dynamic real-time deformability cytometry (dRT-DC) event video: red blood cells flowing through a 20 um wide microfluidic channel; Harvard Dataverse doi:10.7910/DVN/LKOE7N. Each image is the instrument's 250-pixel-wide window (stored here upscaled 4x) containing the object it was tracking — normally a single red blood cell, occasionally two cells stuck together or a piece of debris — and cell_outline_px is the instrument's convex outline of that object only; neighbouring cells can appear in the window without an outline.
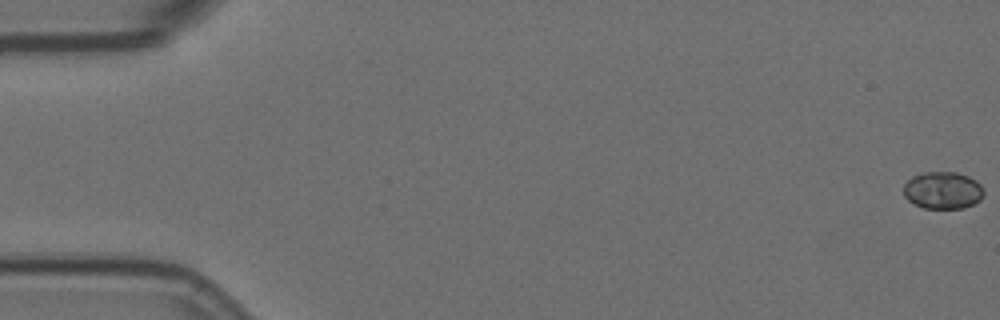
{"species": "Egyptian fruit bat (a non-hibernating species)", "species_latin": "Rousettus aegyptiacus", "temperature_condition": "room temperature", "stored_images_in_passage": 59, "camera_frame_rate_fps": 3000, "um_per_image_px": 0.085, "animal": {"sex": "female"}, "frame": {"image": 1, "passage_image": 1, "time_ms": 0.0, "image_size_px": [1000, 320], "cell_outline_px": [[984, 196], [980, 200], [964, 208], [924, 208], [908, 200], [904, 196], [904, 184], [912, 176], [924, 172], [956, 172], [968, 176], [976, 180], [984, 188]], "centroid_in_image_um": [80.16, 16.17], "position_along_channel_um": 4.8, "area_um2": 17.46}}
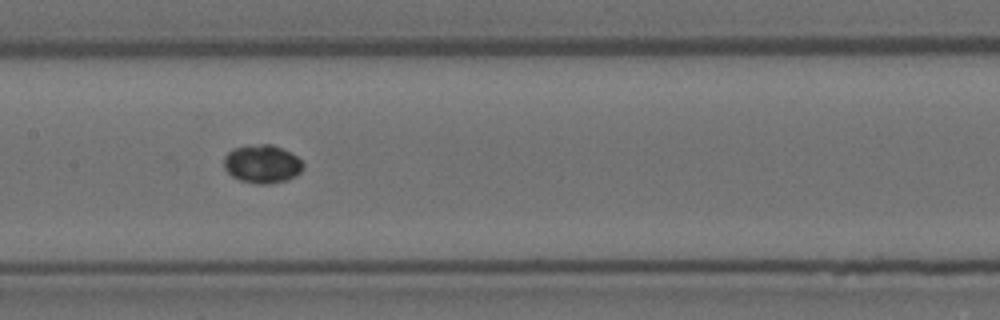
{"frame": {"image": 2, "passage_image": 29, "time_ms": 9.333, "image_size_px": [1000, 320], "cell_outline_px": [[304, 168], [296, 176], [284, 180], [268, 184], [256, 184], [240, 180], [232, 176], [224, 168], [224, 156], [232, 148], [260, 144], [272, 144], [296, 156], [304, 164]], "centroid_in_image_um": [22.27, 13.94], "position_along_channel_um": 185.1, "area_um2": 17.57}}
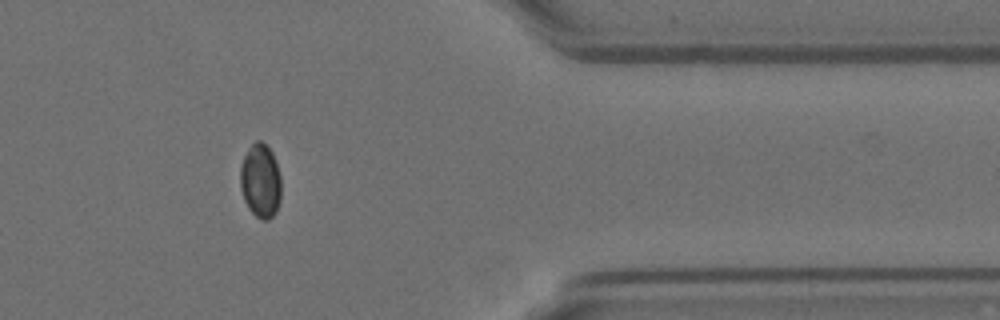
{"frame": {"image": 3, "passage_image": 48, "time_ms": 15.667, "image_size_px": [1000, 320], "cell_outline_px": [[280, 200], [276, 212], [268, 220], [260, 220], [248, 208], [244, 200], [240, 188], [240, 168], [244, 156], [248, 148], [256, 140], [260, 140], [272, 152], [280, 176]], "centroid_in_image_um": [22.13, 15.39], "position_along_channel_um": 389.3, "area_um2": 17.63}}